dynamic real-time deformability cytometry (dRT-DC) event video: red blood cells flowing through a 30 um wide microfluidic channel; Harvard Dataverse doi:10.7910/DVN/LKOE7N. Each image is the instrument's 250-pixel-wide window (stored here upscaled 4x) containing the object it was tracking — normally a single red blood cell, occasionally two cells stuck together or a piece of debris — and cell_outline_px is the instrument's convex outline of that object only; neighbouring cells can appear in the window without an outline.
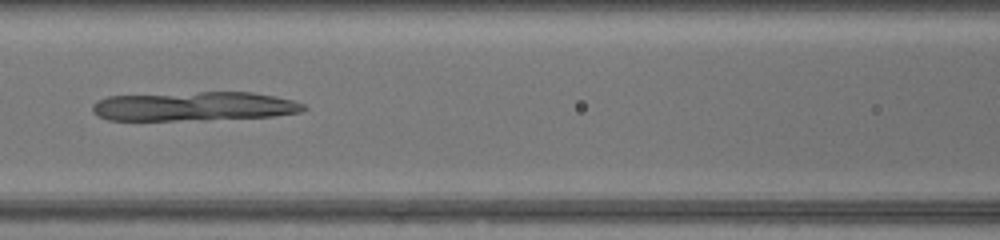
{"species": "common noctule bat (a hibernating species)", "species_latin": "Nyctalus noctula", "temperature_condition": "warm", "stored_images_in_passage": 46, "camera_frame_rate_fps": 3000, "um_per_image_px": 0.085, "animal": {"sex": "female", "body_mass_g": 17.0, "forearm_length_mm": 48.0}, "frame": {"image": 1, "passage_image": 22, "time_ms": 7.0, "image_size_px": [1000, 240], "cell_outline_px": [[308, 108], [300, 112], [276, 116], [204, 120], [108, 120], [96, 116], [92, 112], [92, 104], [108, 96], [200, 92], [252, 92], [276, 96], [292, 100], [304, 104]], "centroid_in_image_um": [16.51, 9.04], "position_along_channel_um": 150.1, "area_um2": 36.13}}
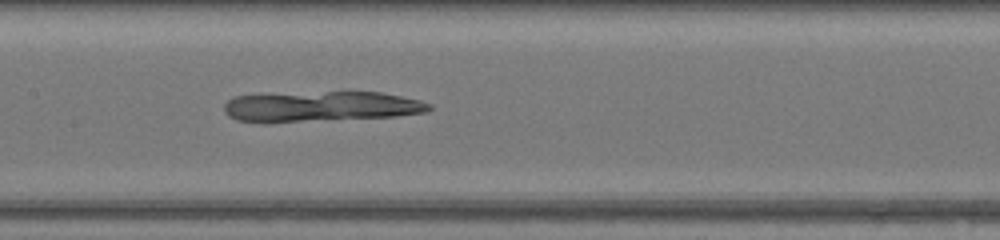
{"frame": {"image": 2, "passage_image": 24, "time_ms": 7.667, "image_size_px": [1000, 240], "cell_outline_px": [[432, 108], [424, 112], [396, 116], [264, 124], [236, 120], [228, 116], [224, 112], [224, 104], [228, 100], [236, 96], [328, 92], [380, 92], [420, 100], [432, 104]], "centroid_in_image_um": [27.24, 9.08], "position_along_channel_um": 180.2, "area_um2": 36.41}}
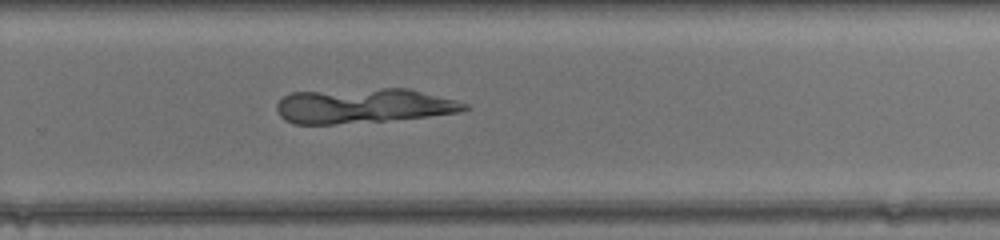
{"frame": {"image": 3, "passage_image": 32, "time_ms": 10.333, "image_size_px": [1000, 240], "cell_outline_px": [[468, 108], [460, 112], [428, 116], [384, 120], [336, 124], [292, 124], [284, 120], [280, 116], [276, 108], [276, 104], [284, 96], [292, 92], [384, 88], [408, 88], [456, 100], [468, 104]], "centroid_in_image_um": [30.85, 8.99], "position_along_channel_um": 299.0, "area_um2": 37.92}}